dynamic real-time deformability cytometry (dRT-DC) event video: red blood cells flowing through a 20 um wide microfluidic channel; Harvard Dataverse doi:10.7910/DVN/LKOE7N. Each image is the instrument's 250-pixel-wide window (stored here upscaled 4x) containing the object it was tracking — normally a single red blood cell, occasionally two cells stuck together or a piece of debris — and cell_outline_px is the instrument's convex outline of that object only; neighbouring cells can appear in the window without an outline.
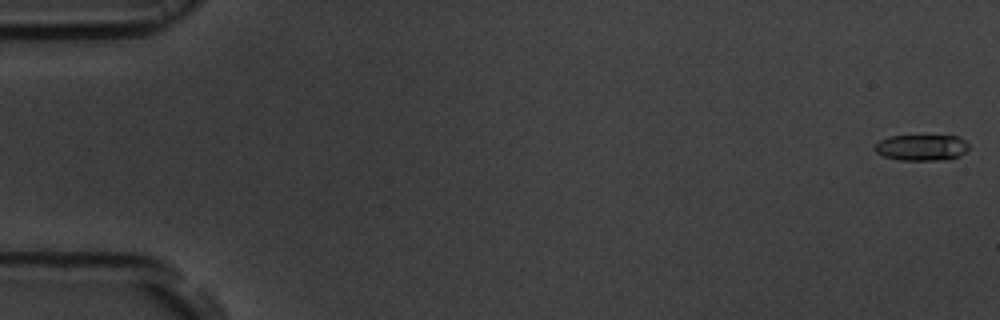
{"species": "common noctule bat (a hibernating species)", "species_latin": "Nyctalus noctula", "temperature_condition": "room temperature", "stored_images_in_passage": 7, "segment_of_instrument_passage": [2, 2], "camera_frame_rate_fps": 3000, "um_per_image_px": 0.085, "animal": {"sex": "male", "body_mass_g": 19.5, "forearm_length_mm": 54.6}, "frame": {"image": 1, "passage_image": 7, "time_ms": 7.0, "image_size_px": [1000, 320], "cell_outline_px": [[968, 148], [964, 152], [948, 160], [900, 160], [884, 156], [876, 152], [872, 148], [880, 140], [888, 136], [956, 136], [964, 140], [968, 144]], "centroid_in_image_um": [78.29, 12.54], "position_along_channel_um": 6.7, "area_um2": 14.16}}